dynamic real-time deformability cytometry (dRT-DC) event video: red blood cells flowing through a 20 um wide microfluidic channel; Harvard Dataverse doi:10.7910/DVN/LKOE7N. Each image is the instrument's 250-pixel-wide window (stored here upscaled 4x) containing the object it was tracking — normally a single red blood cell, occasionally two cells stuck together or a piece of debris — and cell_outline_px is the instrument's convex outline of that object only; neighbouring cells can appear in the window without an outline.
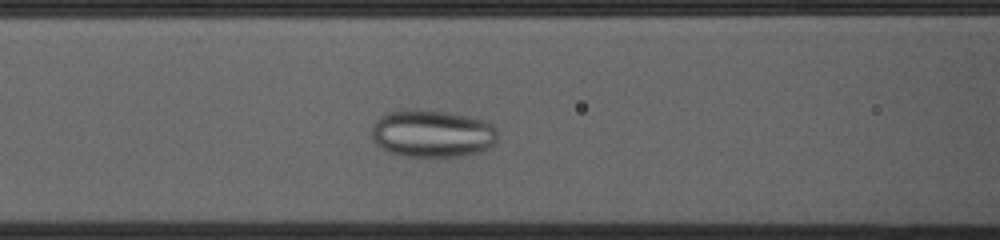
{"species": "common noctule bat (a hibernating species)", "species_latin": "Nyctalus noctula", "temperature_condition": "cold", "stored_images_in_passage": 50, "camera_frame_rate_fps": 3000, "um_per_image_px": 0.085, "animal": {"sex": "female", "body_mass_g": 23.0, "forearm_length_mm": 53.4}, "frame": {"image": 1, "passage_image": 18, "time_ms": 5.667, "image_size_px": [1000, 240], "cell_outline_px": [[496, 140], [488, 148], [480, 152], [464, 156], [400, 156], [388, 152], [376, 144], [372, 140], [372, 128], [376, 120], [384, 112], [400, 108], [404, 108], [452, 112], [488, 120], [496, 128]], "centroid_in_image_um": [36.72, 11.32], "position_along_channel_um": 129.9, "area_um2": 35.6}}
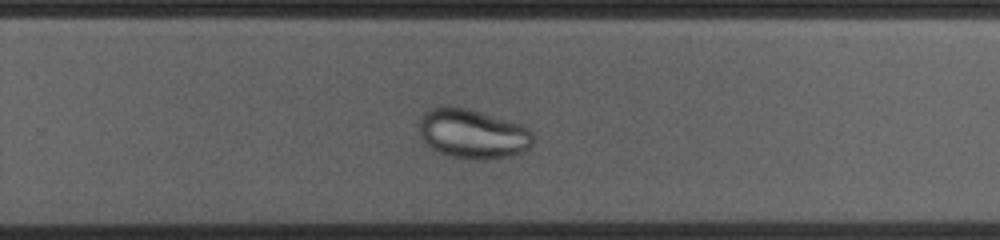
{"frame": {"image": 2, "passage_image": 31, "time_ms": 10.0, "image_size_px": [1000, 240], "cell_outline_px": [[536, 136], [532, 144], [528, 148], [520, 152], [508, 156], [488, 160], [472, 160], [448, 156], [432, 148], [420, 136], [416, 124], [424, 112], [428, 108], [440, 104], [452, 104], [468, 108], [524, 124]], "centroid_in_image_um": [40.15, 11.33], "position_along_channel_um": 289.7, "area_um2": 33.99}}
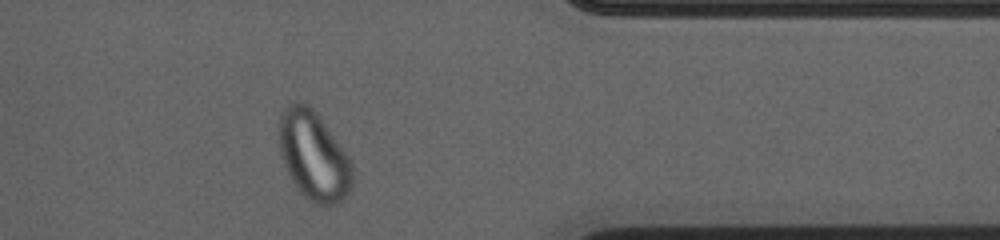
{"frame": {"image": 3, "passage_image": 40, "time_ms": 13.0, "image_size_px": [1000, 240], "cell_outline_px": [[352, 188], [344, 200], [328, 208], [312, 204], [296, 188], [280, 156], [280, 116], [284, 108], [296, 100], [308, 104], [316, 112], [352, 160]], "centroid_in_image_um": [26.69, 13.3], "position_along_channel_um": 384.7, "area_um2": 38.44}}